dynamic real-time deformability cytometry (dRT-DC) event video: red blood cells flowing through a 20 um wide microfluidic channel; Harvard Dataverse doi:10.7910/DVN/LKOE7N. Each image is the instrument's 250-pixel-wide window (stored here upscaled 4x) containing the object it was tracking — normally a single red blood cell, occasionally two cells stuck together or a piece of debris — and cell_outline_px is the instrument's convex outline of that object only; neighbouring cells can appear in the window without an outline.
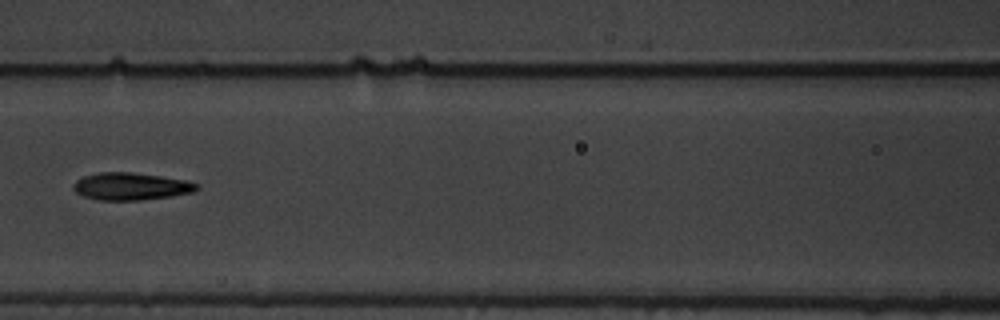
{"species": "common noctule bat (a hibernating species)", "species_latin": "Nyctalus noctula", "temperature_condition": "warm", "stored_images_in_passage": 15, "camera_frame_rate_fps": 3000, "um_per_image_px": 0.085, "animal": {"sex": "male", "body_mass_g": 19.5, "forearm_length_mm": 54.6}, "frame": {"image": 1, "passage_image": 7, "time_ms": 2.0, "image_size_px": [1000, 320], "cell_outline_px": [[200, 188], [192, 192], [172, 196], [140, 200], [96, 200], [84, 196], [76, 192], [72, 188], [72, 184], [76, 180], [84, 176], [100, 172], [132, 172], [188, 180], [200, 184]], "centroid_in_image_um": [11.14, 15.84], "position_along_channel_um": 155.5, "area_um2": 19.83}}
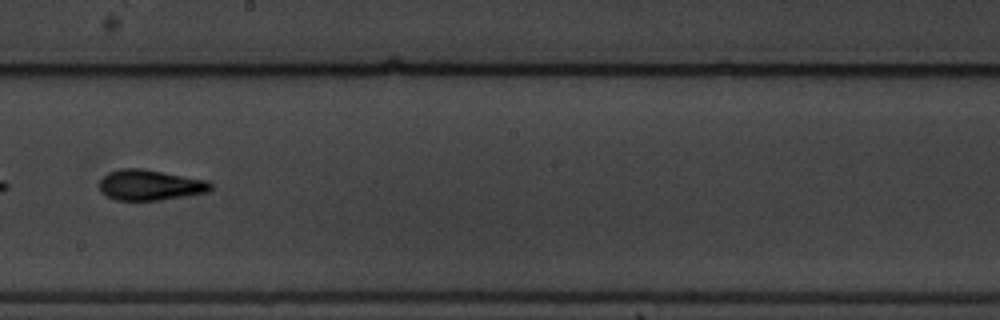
{"frame": {"image": 2, "passage_image": 9, "time_ms": 2.667, "image_size_px": [1000, 320], "cell_outline_px": [[212, 188], [208, 192], [160, 200], [116, 200], [104, 196], [100, 192], [100, 180], [108, 172], [120, 168], [144, 168], [208, 180], [212, 184]], "centroid_in_image_um": [12.74, 15.72], "position_along_channel_um": 235.5, "area_um2": 20.06}}
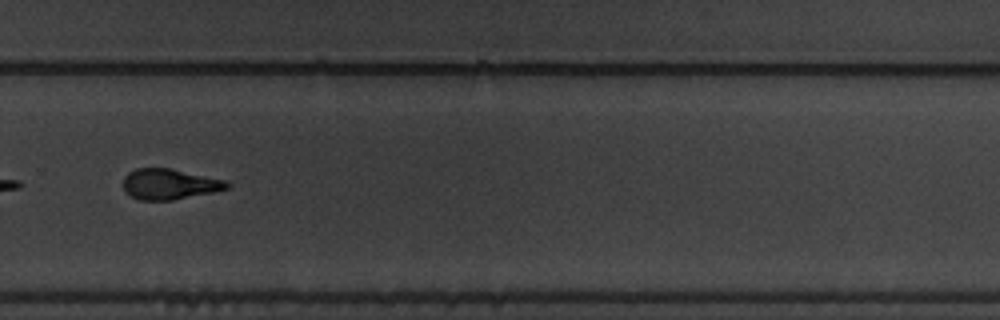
{"frame": {"image": 3, "passage_image": 11, "time_ms": 3.333, "image_size_px": [1000, 320], "cell_outline_px": [[232, 184], [228, 188], [216, 192], [172, 200], [140, 200], [124, 192], [124, 176], [128, 172], [136, 168], [168, 168], [228, 180]], "centroid_in_image_um": [14.44, 15.65], "position_along_channel_um": 315.4, "area_um2": 18.67}}